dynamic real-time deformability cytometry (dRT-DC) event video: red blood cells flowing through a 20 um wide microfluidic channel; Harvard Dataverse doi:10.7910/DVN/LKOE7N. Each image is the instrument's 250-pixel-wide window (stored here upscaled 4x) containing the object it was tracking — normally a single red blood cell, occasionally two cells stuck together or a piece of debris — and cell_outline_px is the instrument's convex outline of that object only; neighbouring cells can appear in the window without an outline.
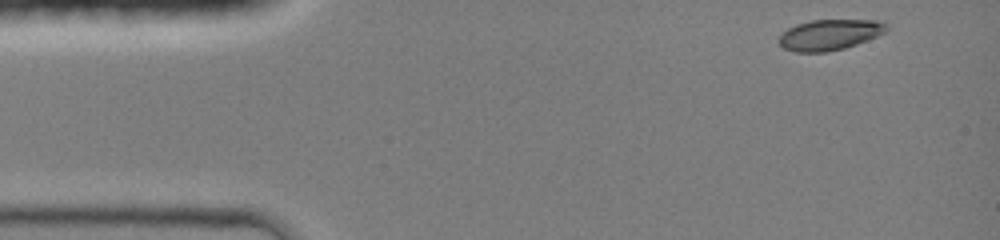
{"species": "common noctule bat (a hibernating species)", "species_latin": "Nyctalus noctula", "temperature_condition": "room temperature", "stored_images_in_passage": 39, "camera_frame_rate_fps": 3000, "um_per_image_px": 0.085, "animal": {"sex": "female", "body_mass_g": 19.0, "forearm_length_mm": 51.5}, "frame": {"image": 1, "passage_image": 1, "time_ms": 0.0, "image_size_px": [1000, 240], "cell_outline_px": [[888, 28], [884, 32], [868, 40], [844, 48], [824, 52], [796, 52], [784, 48], [776, 40], [788, 28], [796, 24], [812, 20], [876, 20], [884, 24]], "centroid_in_image_um": [70.47, 2.95], "position_along_channel_um": 14.5, "area_um2": 19.02}}
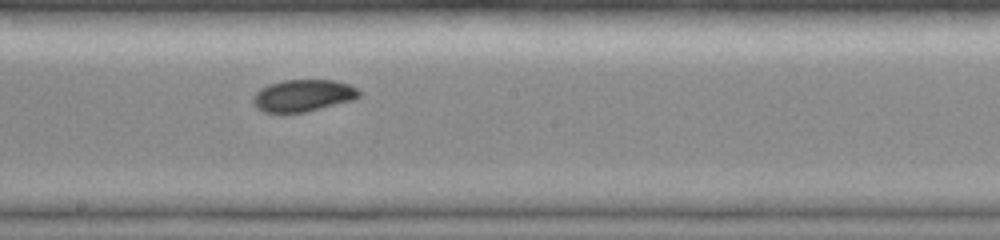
{"frame": {"image": 2, "passage_image": 22, "time_ms": 7.0, "image_size_px": [1000, 240], "cell_outline_px": [[360, 96], [356, 100], [304, 112], [264, 112], [256, 108], [252, 104], [252, 96], [260, 88], [268, 84], [284, 80], [336, 80], [348, 84], [356, 88], [360, 92]], "centroid_in_image_um": [25.75, 8.12], "position_along_channel_um": 222.4, "area_um2": 19.94}}
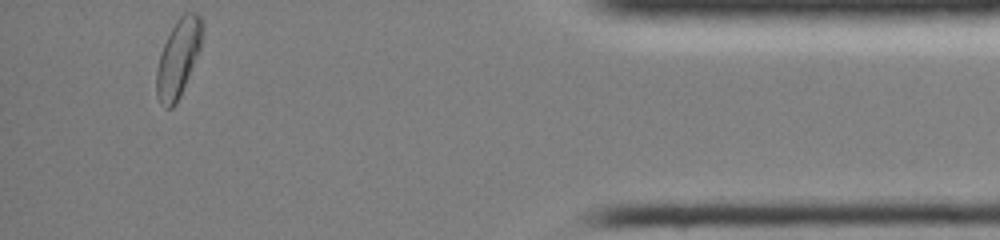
{"frame": {"image": 3, "passage_image": 39, "time_ms": 12.667, "image_size_px": [1000, 240], "cell_outline_px": [[204, 28], [200, 48], [180, 96], [176, 104], [172, 108], [164, 108], [156, 96], [156, 68], [160, 52], [176, 20], [184, 12], [196, 12], [200, 16], [204, 24]], "centroid_in_image_um": [15.15, 4.92], "position_along_channel_um": 420.1, "area_um2": 20.75}, "authors_computed_cell_mechanics": {"area_um2": 19.652, "velocity_mm_per_s": 4.2584, "shape_relaxation_time_tau1_ms": 3.0985, "shape_relaxation_time_tau2_ms": null, "deformation_change_tau1": 0.0986, "deformation_change_tau2": null}}